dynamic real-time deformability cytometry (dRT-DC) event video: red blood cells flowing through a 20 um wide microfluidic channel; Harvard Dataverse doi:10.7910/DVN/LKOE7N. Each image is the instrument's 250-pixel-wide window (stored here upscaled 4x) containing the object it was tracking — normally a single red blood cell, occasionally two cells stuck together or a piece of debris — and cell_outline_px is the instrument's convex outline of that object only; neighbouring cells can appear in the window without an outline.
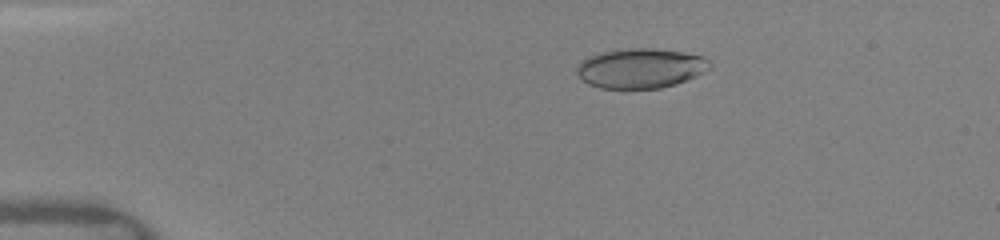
{"species": "human", "species_latin": "Homo sapiens", "temperature_condition": "warm", "stored_images_in_passage": 40, "camera_frame_rate_fps": 3000, "um_per_image_px": 0.085, "donor": {"sex": "female"}, "frame": {"image": 1, "passage_image": 2, "time_ms": 0.333, "image_size_px": [1000, 240], "cell_outline_px": [[712, 68], [696, 76], [676, 84], [660, 88], [600, 88], [588, 84], [576, 72], [576, 64], [580, 60], [588, 56], [600, 52], [616, 48], [652, 48], [684, 52], [704, 56], [712, 64]], "centroid_in_image_um": [54.44, 5.78], "position_along_channel_um": 30.6, "area_um2": 31.27}}
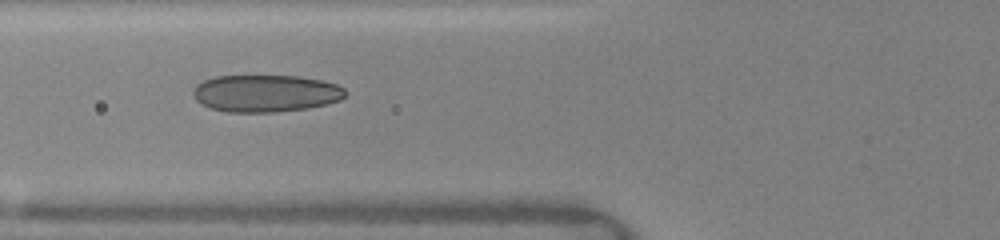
{"frame": {"image": 2, "passage_image": 12, "time_ms": 3.667, "image_size_px": [1000, 240], "cell_outline_px": [[348, 92], [340, 100], [308, 108], [276, 112], [228, 112], [212, 108], [196, 100], [192, 92], [196, 84], [204, 80], [216, 76], [300, 76], [320, 80], [336, 84], [344, 88]], "centroid_in_image_um": [22.59, 7.93], "position_along_channel_um": 103.2, "area_um2": 32.89}}
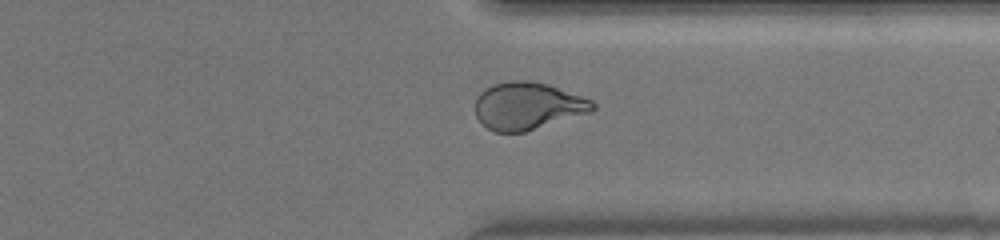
{"frame": {"image": 3, "passage_image": 30, "time_ms": 10.0, "image_size_px": [1000, 240], "cell_outline_px": [[596, 108], [592, 112], [524, 132], [496, 132], [488, 128], [476, 116], [476, 96], [484, 88], [492, 84], [512, 80], [532, 80], [548, 84], [592, 100], [596, 104]], "centroid_in_image_um": [44.86, 8.99], "position_along_channel_um": 366.5, "area_um2": 32.54}, "authors_computed_cell_mechanics": {"area_um2": 32.1079, "velocity_mm_per_s": 4.1551, "shape_relaxation_time_tau1_ms": 9.9708, "shape_relaxation_time_tau2_ms": 0.6376, "deformation_change_tau1": 0.2779, "deformation_change_tau2": 0.0675}}